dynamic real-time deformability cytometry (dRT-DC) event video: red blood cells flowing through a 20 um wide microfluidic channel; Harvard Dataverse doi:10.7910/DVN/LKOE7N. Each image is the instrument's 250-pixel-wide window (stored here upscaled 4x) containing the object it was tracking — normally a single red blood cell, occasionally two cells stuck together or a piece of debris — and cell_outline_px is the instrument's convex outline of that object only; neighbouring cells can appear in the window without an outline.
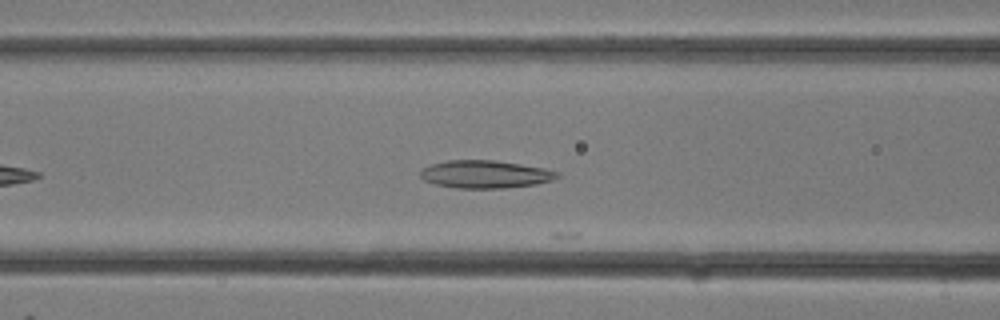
{"species": "common noctule bat (a hibernating species)", "species_latin": "Nyctalus noctula", "temperature_condition": "room temperature", "stored_images_in_passage": 7, "camera_frame_rate_fps": 3000, "um_per_image_px": 0.085, "animal": {"sex": "female"}, "frame": {"image": 1, "passage_image": 3, "time_ms": 0.667, "image_size_px": [1000, 320], "cell_outline_px": [[560, 176], [552, 180], [536, 184], [508, 188], [456, 188], [436, 184], [424, 180], [420, 176], [420, 172], [424, 168], [432, 164], [448, 160], [492, 160], [520, 164], [544, 168], [560, 172]], "centroid_in_image_um": [41.27, 14.81], "position_along_channel_um": 125.3, "area_um2": 22.08}}
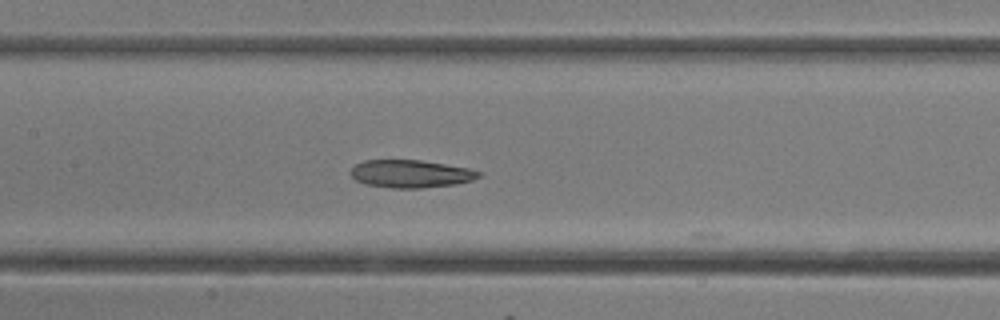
{"frame": {"image": 2, "passage_image": 5, "time_ms": 1.333, "image_size_px": [1000, 320], "cell_outline_px": [[484, 172], [480, 176], [472, 180], [452, 184], [420, 188], [392, 188], [364, 184], [356, 180], [348, 172], [356, 164], [364, 160], [420, 160], [468, 168]], "centroid_in_image_um": [34.88, 14.77], "position_along_channel_um": 172.5, "area_um2": 20.63}}
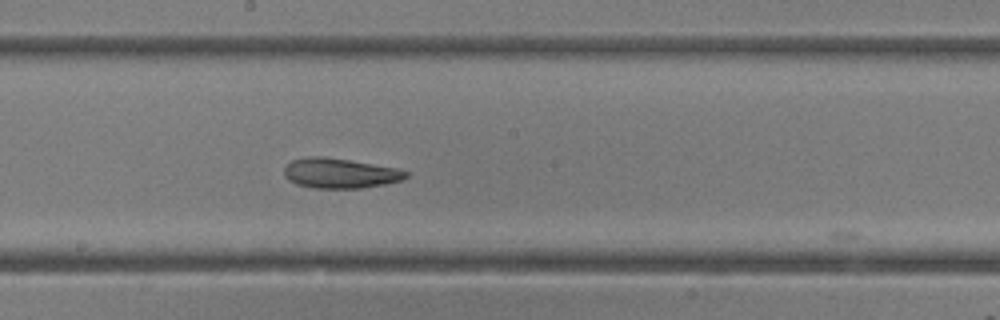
{"frame": {"image": 3, "passage_image": 7, "time_ms": 2.0, "image_size_px": [1000, 320], "cell_outline_px": [[408, 176], [404, 180], [384, 184], [360, 188], [312, 188], [296, 184], [288, 180], [284, 176], [284, 168], [292, 160], [308, 156], [324, 156], [400, 168], [408, 172]], "centroid_in_image_um": [28.91, 14.72], "position_along_channel_um": 219.3, "area_um2": 21.5}}